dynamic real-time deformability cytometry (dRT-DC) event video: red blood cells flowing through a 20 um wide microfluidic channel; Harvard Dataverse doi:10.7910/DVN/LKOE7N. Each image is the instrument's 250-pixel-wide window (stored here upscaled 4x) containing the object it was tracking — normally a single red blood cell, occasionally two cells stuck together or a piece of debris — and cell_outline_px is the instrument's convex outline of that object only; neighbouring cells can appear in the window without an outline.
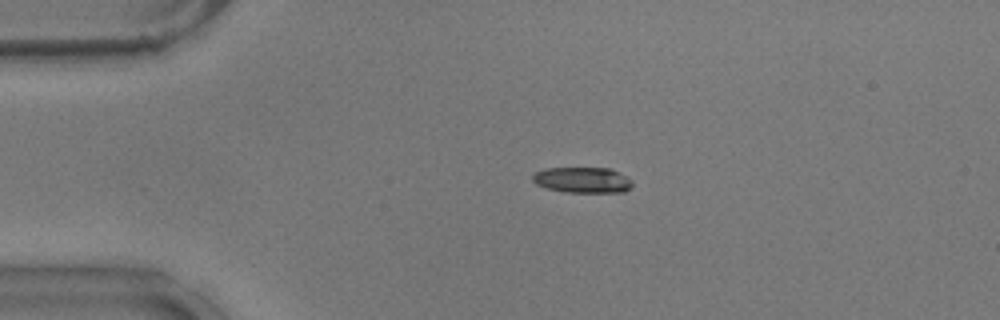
{"species": "common noctule bat (a hibernating species)", "species_latin": "Nyctalus noctula", "temperature_condition": "warm", "stored_images_in_passage": 42, "camera_frame_rate_fps": 3000, "um_per_image_px": 0.085, "animal": {"sex": "male", "body_mass_g": 17.9}, "frame": {"image": 1, "passage_image": 1, "time_ms": 0.0, "image_size_px": [1000, 320], "cell_outline_px": [[632, 184], [624, 192], [564, 192], [548, 188], [536, 184], [532, 180], [532, 176], [536, 172], [544, 168], [612, 168], [632, 180]], "centroid_in_image_um": [49.51, 15.29], "position_along_channel_um": 35.5, "area_um2": 14.91}}
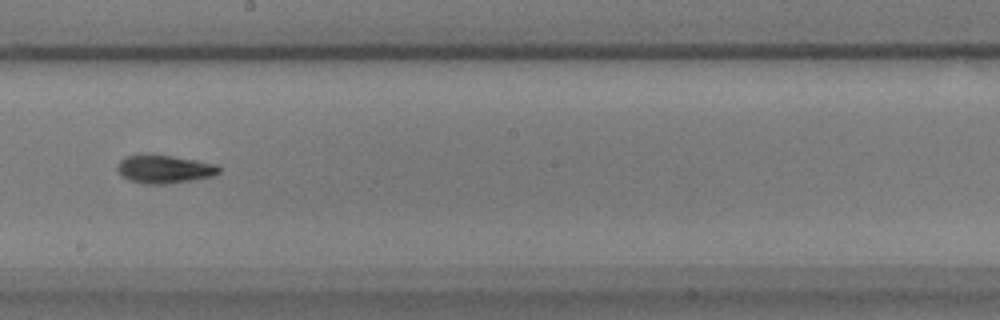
{"frame": {"image": 2, "passage_image": 20, "time_ms": 6.333, "image_size_px": [1000, 320], "cell_outline_px": [[220, 172], [216, 176], [192, 180], [164, 184], [144, 184], [128, 180], [120, 176], [116, 168], [120, 160], [124, 156], [172, 156], [220, 164]], "centroid_in_image_um": [14.01, 14.4], "position_along_channel_um": 234.2, "area_um2": 16.7}}
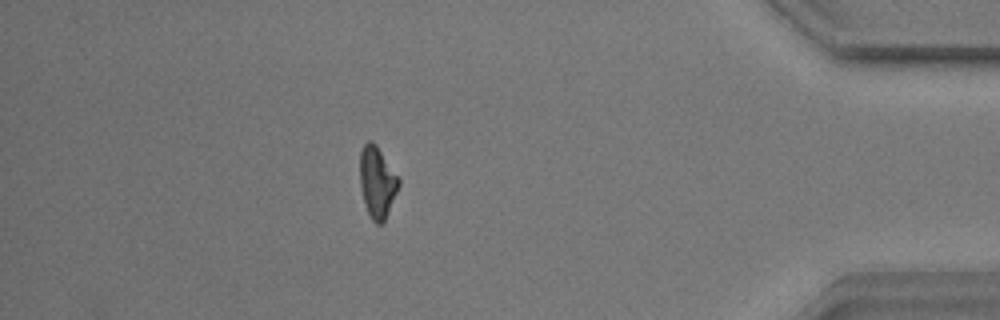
{"frame": {"image": 3, "passage_image": 37, "time_ms": 12.0, "image_size_px": [1000, 320], "cell_outline_px": [[400, 184], [384, 220], [380, 224], [376, 224], [372, 220], [368, 212], [360, 188], [360, 152], [364, 144], [368, 140], [372, 140], [376, 144], [400, 180]], "centroid_in_image_um": [32.04, 15.45], "position_along_channel_um": 403.2, "area_um2": 15.84}, "authors_computed_cell_mechanics": {"area_um2": 15.9239, "velocity_mm_per_s": 3.7349, "shape_relaxation_time_tau1_ms": 5.1072, "shape_relaxation_time_tau2_ms": 6.3192, "deformation_change_tau1": 0.1804, "deformation_change_tau2": 0.1592}}